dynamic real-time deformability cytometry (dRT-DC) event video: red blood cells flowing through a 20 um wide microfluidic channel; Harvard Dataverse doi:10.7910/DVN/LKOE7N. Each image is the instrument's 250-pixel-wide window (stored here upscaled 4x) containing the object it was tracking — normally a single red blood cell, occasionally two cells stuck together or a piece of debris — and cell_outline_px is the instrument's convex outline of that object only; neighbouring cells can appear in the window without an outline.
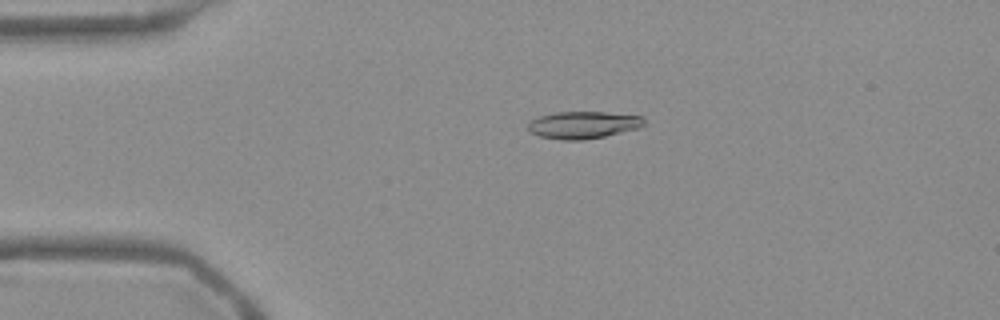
{"species": "Egyptian fruit bat (a non-hibernating species)", "species_latin": "Rousettus aegyptiacus", "temperature_condition": "warm", "stored_images_in_passage": 54, "camera_frame_rate_fps": 3000, "um_per_image_px": 0.085, "frame": {"image": 1, "passage_image": 12, "time_ms": 3.667, "image_size_px": [1000, 320], "cell_outline_px": [[644, 124], [640, 128], [604, 136], [584, 140], [560, 140], [540, 136], [528, 132], [528, 124], [532, 120], [540, 116], [556, 112], [604, 112], [644, 116]], "centroid_in_image_um": [49.57, 10.62], "position_along_channel_um": 35.4, "area_um2": 18.44}}
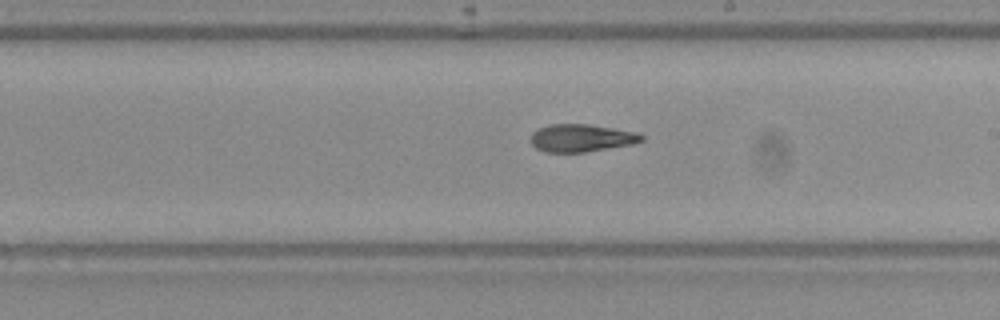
{"frame": {"image": 2, "passage_image": 31, "time_ms": 10.0, "image_size_px": [1000, 320], "cell_outline_px": [[644, 140], [632, 144], [584, 152], [544, 152], [536, 148], [532, 144], [532, 132], [548, 124], [588, 124], [640, 132], [644, 136]], "centroid_in_image_um": [49.45, 11.72], "position_along_channel_um": 239.6, "area_um2": 17.86}}
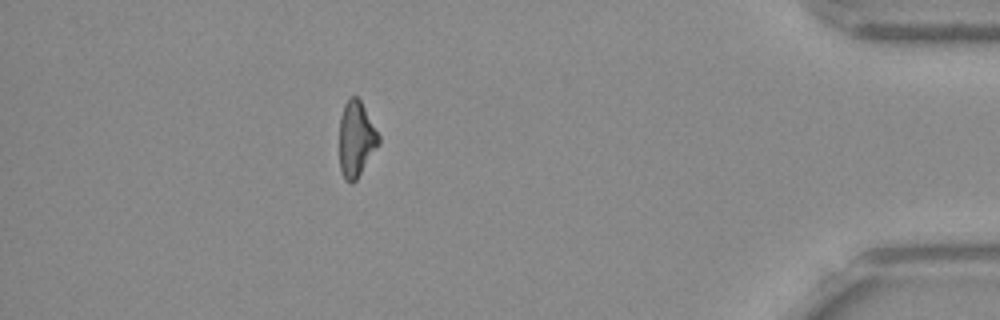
{"frame": {"image": 3, "passage_image": 48, "time_ms": 15.667, "image_size_px": [1000, 320], "cell_outline_px": [[380, 144], [356, 180], [352, 184], [344, 180], [340, 172], [340, 116], [344, 104], [352, 96], [356, 96], [360, 100], [380, 136]], "centroid_in_image_um": [30.27, 11.86], "position_along_channel_um": 404.9, "area_um2": 17.34}, "authors_computed_cell_mechanics": {"area_um2": 18.2359, "velocity_mm_per_s": 3.7924, "shape_relaxation_time_tau1_ms": 11.1705, "shape_relaxation_time_tau2_ms": 4.3127, "deformation_change_tau1": 0.268, "deformation_change_tau2": 0.1193}}